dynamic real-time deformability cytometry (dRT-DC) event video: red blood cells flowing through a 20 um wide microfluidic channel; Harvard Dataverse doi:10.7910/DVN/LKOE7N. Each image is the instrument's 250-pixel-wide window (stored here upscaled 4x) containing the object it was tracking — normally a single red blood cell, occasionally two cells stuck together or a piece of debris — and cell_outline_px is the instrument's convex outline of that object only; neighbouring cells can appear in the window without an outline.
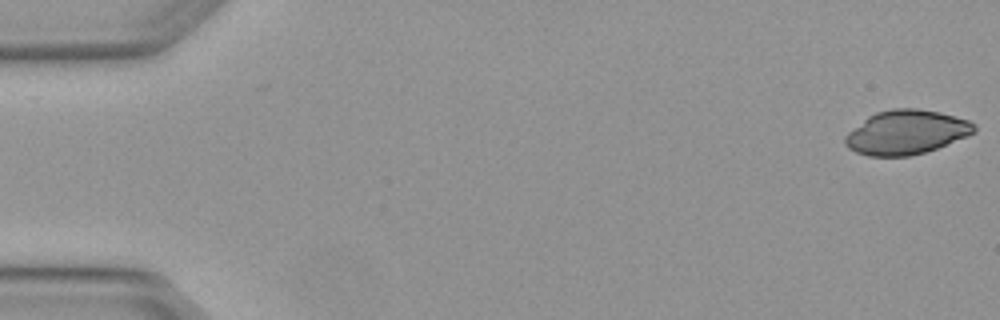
{"species": "Egyptian fruit bat (a non-hibernating species)", "species_latin": "Rousettus aegyptiacus", "temperature_condition": "warm", "stored_images_in_passage": 4, "camera_frame_rate_fps": 3000, "um_per_image_px": 0.085, "animal": {"sex": "female"}, "frame": {"image": 1, "passage_image": 1, "time_ms": 0.0, "image_size_px": [1000, 320], "cell_outline_px": [[976, 132], [968, 136], [936, 148], [924, 152], [908, 156], [868, 156], [856, 152], [848, 148], [844, 144], [844, 136], [848, 132], [868, 116], [876, 112], [892, 108], [916, 108], [940, 112], [968, 120], [976, 124]], "centroid_in_image_um": [77.02, 11.24], "position_along_channel_um": 8.0, "area_um2": 33.29}}